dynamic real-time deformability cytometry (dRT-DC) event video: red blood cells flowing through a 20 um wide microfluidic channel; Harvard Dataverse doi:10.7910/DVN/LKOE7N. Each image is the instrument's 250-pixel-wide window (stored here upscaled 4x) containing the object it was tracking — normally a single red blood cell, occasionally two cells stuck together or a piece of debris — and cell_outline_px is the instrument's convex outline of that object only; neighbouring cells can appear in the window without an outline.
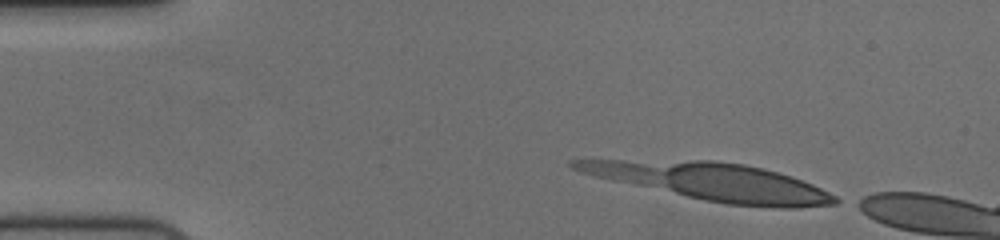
{"species": "human", "species_latin": "Homo sapiens", "temperature_condition": "cold", "stored_images_in_passage": 9, "camera_frame_rate_fps": 3000, "um_per_image_px": 0.085, "donor": {"sex": "female"}, "frame": {"image": 1, "passage_image": 1, "time_ms": 0.0, "image_size_px": [1000, 240], "cell_outline_px": [[844, 200], [836, 204], [796, 208], [772, 208], [728, 204], [704, 200], [612, 180], [580, 172], [572, 168], [568, 164], [568, 160], [716, 160], [744, 164], [764, 168], [792, 176], [812, 184]], "centroid_in_image_um": [60.58, 15.44], "position_along_channel_um": 24.4, "area_um2": 56.36}}